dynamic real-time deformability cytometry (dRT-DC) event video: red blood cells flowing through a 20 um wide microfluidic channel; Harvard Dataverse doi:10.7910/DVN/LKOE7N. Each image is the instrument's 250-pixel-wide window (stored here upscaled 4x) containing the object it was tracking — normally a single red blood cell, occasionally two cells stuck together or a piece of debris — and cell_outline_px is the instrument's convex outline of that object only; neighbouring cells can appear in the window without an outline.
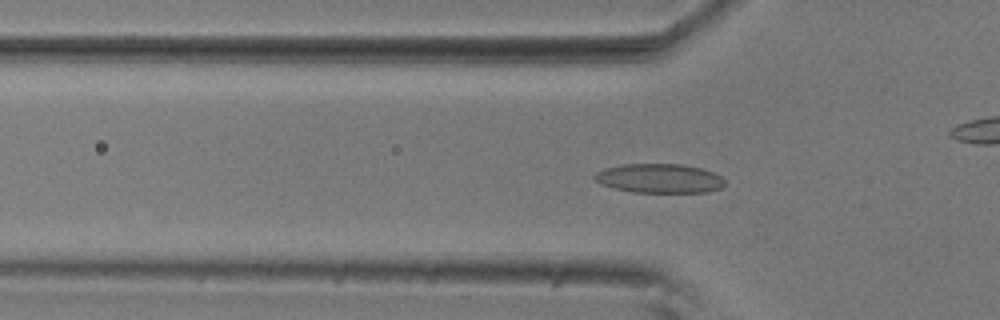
{"species": "common noctule bat (a hibernating species)", "species_latin": "Nyctalus noctula", "temperature_condition": "room temperature", "stored_images_in_passage": 56, "camera_frame_rate_fps": 3000, "um_per_image_px": 0.085, "animal": {"sex": "male", "body_mass_g": 20.5, "forearm_length_mm": 52.5}, "frame": {"image": 1, "passage_image": 17, "time_ms": 5.333, "image_size_px": [1000, 320], "cell_outline_px": [[724, 184], [720, 188], [708, 192], [632, 192], [612, 188], [600, 184], [592, 176], [596, 172], [604, 168], [624, 164], [680, 164], [700, 168], [712, 172], [720, 176], [724, 180]], "centroid_in_image_um": [56.0, 15.16], "position_along_channel_um": 69.8, "area_um2": 22.14}}
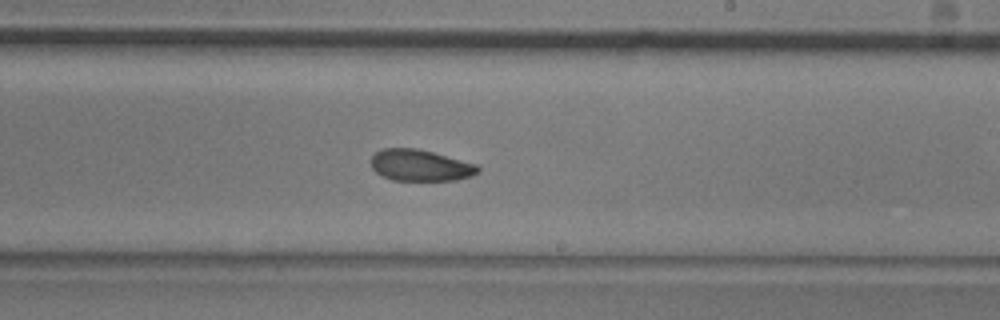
{"frame": {"image": 2, "passage_image": 32, "time_ms": 10.333, "image_size_px": [1000, 320], "cell_outline_px": [[480, 172], [472, 176], [456, 180], [392, 180], [376, 172], [372, 168], [372, 156], [376, 152], [384, 148], [416, 148], [432, 152], [476, 164], [480, 168]], "centroid_in_image_um": [35.74, 14.06], "position_along_channel_um": 253.3, "area_um2": 19.42}}
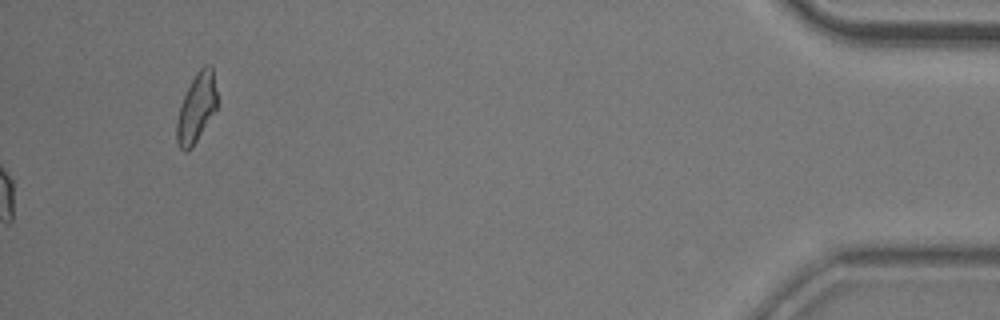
{"frame": {"image": 3, "passage_image": 56, "time_ms": 18.333, "image_size_px": [1000, 320], "cell_outline_px": [[216, 108], [192, 148], [188, 152], [184, 152], [180, 148], [176, 140], [176, 120], [180, 104], [196, 72], [204, 64], [212, 64], [216, 92]], "centroid_in_image_um": [16.67, 9.18], "position_along_channel_um": 418.5, "area_um2": 16.13}, "authors_computed_cell_mechanics": {"area_um2": 20.23, "velocity_mm_per_s": 3.6546, "shape_relaxation_time_tau1_ms": 8.7541, "shape_relaxation_time_tau2_ms": 5.5469, "deformation_change_tau1": 0.1613, "deformation_change_tau2": 0.1038}}